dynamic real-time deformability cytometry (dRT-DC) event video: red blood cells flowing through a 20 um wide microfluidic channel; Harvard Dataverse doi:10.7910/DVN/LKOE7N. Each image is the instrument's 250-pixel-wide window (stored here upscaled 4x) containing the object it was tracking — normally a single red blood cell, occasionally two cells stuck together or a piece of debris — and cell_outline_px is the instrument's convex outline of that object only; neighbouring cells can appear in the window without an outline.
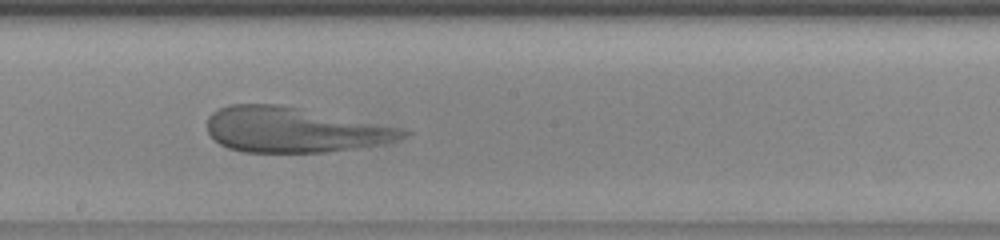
{"species": "human", "species_latin": "Homo sapiens", "temperature_condition": "warm", "stored_images_in_passage": 28, "camera_frame_rate_fps": 3000, "um_per_image_px": 0.085, "donor": {"sex": "female"}, "frame": {"image": 1, "passage_image": 13, "time_ms": 4.0, "image_size_px": [1000, 240], "cell_outline_px": [[412, 132], [404, 136], [392, 140], [372, 144], [324, 152], [244, 152], [228, 148], [220, 144], [208, 132], [208, 116], [212, 112], [228, 104], [276, 104], [396, 128]], "centroid_in_image_um": [24.81, 11.03], "position_along_channel_um": 223.4, "area_um2": 49.71}}
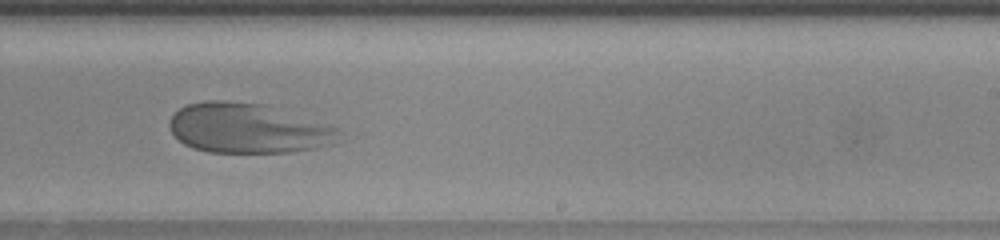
{"frame": {"image": 2, "passage_image": 16, "time_ms": 5.0, "image_size_px": [1000, 240], "cell_outline_px": [[344, 132], [340, 144], [320, 148], [292, 152], [208, 152], [192, 148], [184, 144], [172, 132], [168, 124], [172, 116], [180, 108], [188, 104], [208, 100], [224, 100], [268, 104], [340, 128]], "centroid_in_image_um": [21.2, 10.91], "position_along_channel_um": 267.8, "area_um2": 50.23}}